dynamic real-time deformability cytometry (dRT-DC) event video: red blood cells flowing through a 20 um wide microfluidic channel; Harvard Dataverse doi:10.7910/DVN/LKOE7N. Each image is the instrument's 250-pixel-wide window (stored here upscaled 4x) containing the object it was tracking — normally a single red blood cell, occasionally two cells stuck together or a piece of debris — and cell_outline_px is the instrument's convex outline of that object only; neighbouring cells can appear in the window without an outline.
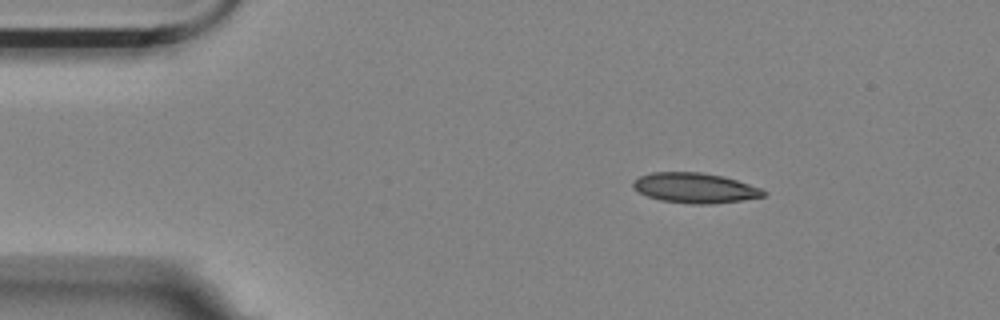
{"species": "Egyptian fruit bat (a non-hibernating species)", "species_latin": "Rousettus aegyptiacus", "temperature_condition": "room temperature", "stored_images_in_passage": 3, "camera_frame_rate_fps": 3000, "um_per_image_px": 0.085, "animal": {"sex": "female"}, "frame": {"image": 1, "passage_image": 1, "time_ms": 0.0, "image_size_px": [1000, 320], "cell_outline_px": [[768, 192], [764, 196], [740, 200], [712, 204], [692, 204], [660, 200], [648, 196], [640, 192], [632, 184], [640, 176], [652, 172], [700, 172], [724, 176], [760, 188]], "centroid_in_image_um": [59.09, 15.97], "position_along_channel_um": 25.9, "area_um2": 22.6}}